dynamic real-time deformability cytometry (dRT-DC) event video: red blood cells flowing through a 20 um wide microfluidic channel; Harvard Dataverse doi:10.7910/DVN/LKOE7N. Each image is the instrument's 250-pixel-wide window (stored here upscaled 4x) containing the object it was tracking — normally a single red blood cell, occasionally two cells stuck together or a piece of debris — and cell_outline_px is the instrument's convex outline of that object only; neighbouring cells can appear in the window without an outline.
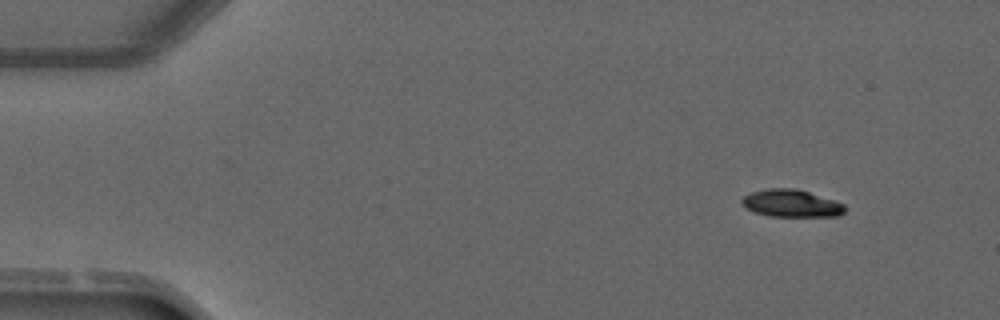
{"species": "common noctule bat (a hibernating species)", "species_latin": "Nyctalus noctula", "temperature_condition": "warm", "stored_images_in_passage": 2, "camera_frame_rate_fps": 3000, "um_per_image_px": 0.085, "animal": {"sex": "male", "forearm_length_mm": 52.5}, "frame": {"image": 1, "passage_image": 2, "time_ms": 2.0, "image_size_px": [1000, 320], "cell_outline_px": [[848, 208], [840, 216], [768, 216], [744, 208], [740, 204], [740, 200], [744, 196], [752, 192], [768, 188], [796, 188], [836, 200], [844, 204]], "centroid_in_image_um": [67.28, 17.28], "position_along_channel_um": 17.7, "area_um2": 16.7}}